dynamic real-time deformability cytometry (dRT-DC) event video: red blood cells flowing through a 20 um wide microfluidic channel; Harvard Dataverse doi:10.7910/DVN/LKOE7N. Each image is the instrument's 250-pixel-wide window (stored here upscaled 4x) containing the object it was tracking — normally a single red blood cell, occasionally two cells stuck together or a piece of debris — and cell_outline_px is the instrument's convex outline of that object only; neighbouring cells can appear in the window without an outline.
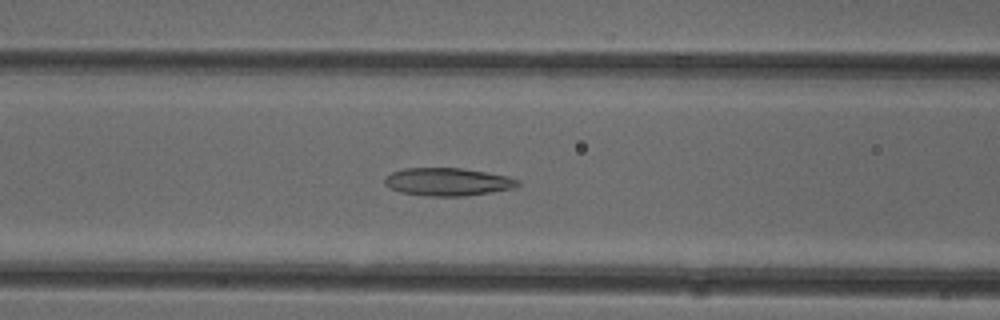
{"species": "common noctule bat (a hibernating species)", "species_latin": "Nyctalus noctula", "temperature_condition": "cold", "stored_images_in_passage": 51, "camera_frame_rate_fps": 3000, "um_per_image_px": 0.085, "animal": {"sex": "female"}, "frame": {"image": 1, "passage_image": 21, "time_ms": 6.667, "image_size_px": [1000, 320], "cell_outline_px": [[520, 184], [516, 188], [468, 196], [424, 196], [400, 192], [384, 184], [384, 176], [392, 172], [404, 168], [460, 168], [488, 172], [508, 176], [520, 180]], "centroid_in_image_um": [38.08, 15.46], "position_along_channel_um": 128.5, "area_um2": 21.91}}
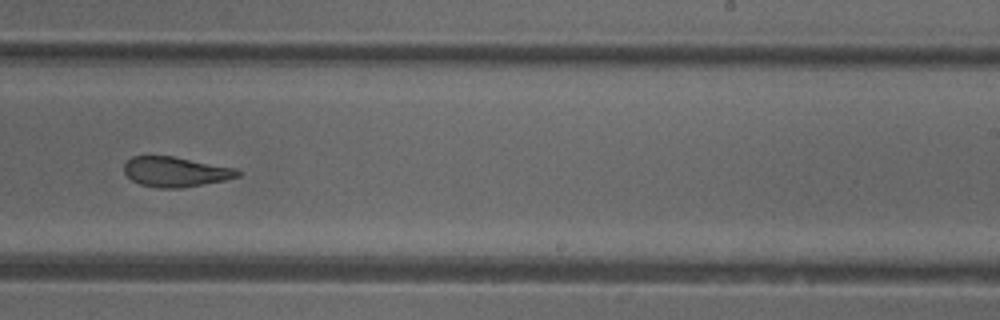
{"frame": {"image": 2, "passage_image": 32, "time_ms": 10.333, "image_size_px": [1000, 320], "cell_outline_px": [[240, 176], [224, 180], [180, 188], [156, 188], [140, 184], [132, 180], [124, 172], [124, 164], [132, 156], [172, 156], [236, 168], [240, 172]], "centroid_in_image_um": [14.9, 14.6], "position_along_channel_um": 274.1, "area_um2": 19.71}}
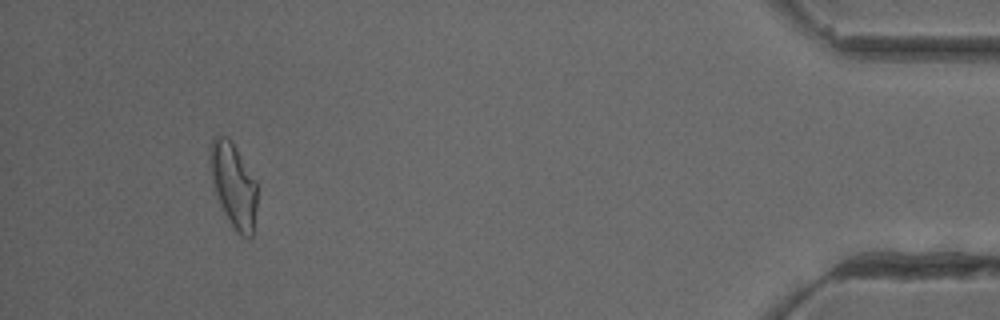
{"frame": {"image": 3, "passage_image": 48, "time_ms": 15.667, "image_size_px": [1000, 320], "cell_outline_px": [[256, 208], [252, 236], [240, 236], [224, 212], [220, 204], [212, 184], [208, 152], [208, 148], [212, 140], [216, 136], [228, 136], [232, 140], [256, 180]], "centroid_in_image_um": [19.82, 15.66], "position_along_channel_um": 415.4, "area_um2": 23.18}, "authors_computed_cell_mechanics": {"area_um2": 22.1374, "velocity_mm_per_s": 3.9782, "shape_relaxation_time_tau1_ms": null, "shape_relaxation_time_tau2_ms": 3.359, "deformation_change_tau1": null, "deformation_change_tau2": 0.1276}}